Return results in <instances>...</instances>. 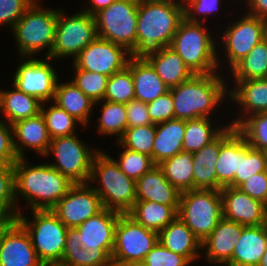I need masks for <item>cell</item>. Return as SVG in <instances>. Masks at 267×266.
<instances>
[{"label":"cell","instance_id":"obj_1","mask_svg":"<svg viewBox=\"0 0 267 266\" xmlns=\"http://www.w3.org/2000/svg\"><path fill=\"white\" fill-rule=\"evenodd\" d=\"M13 166L16 203L21 196L30 210L52 209L74 185L48 163L31 166L19 158Z\"/></svg>","mask_w":267,"mask_h":266},{"label":"cell","instance_id":"obj_2","mask_svg":"<svg viewBox=\"0 0 267 266\" xmlns=\"http://www.w3.org/2000/svg\"><path fill=\"white\" fill-rule=\"evenodd\" d=\"M218 73L194 74L191 78L170 88L175 119L210 118L214 110L228 96L226 81ZM221 103V104H220Z\"/></svg>","mask_w":267,"mask_h":266},{"label":"cell","instance_id":"obj_3","mask_svg":"<svg viewBox=\"0 0 267 266\" xmlns=\"http://www.w3.org/2000/svg\"><path fill=\"white\" fill-rule=\"evenodd\" d=\"M183 18L184 9L173 4L152 0L138 4L136 53L133 56L169 47Z\"/></svg>","mask_w":267,"mask_h":266},{"label":"cell","instance_id":"obj_4","mask_svg":"<svg viewBox=\"0 0 267 266\" xmlns=\"http://www.w3.org/2000/svg\"><path fill=\"white\" fill-rule=\"evenodd\" d=\"M212 37L204 23L183 18L169 47L179 54L194 74L217 73L221 71L218 68L223 58H219Z\"/></svg>","mask_w":267,"mask_h":266},{"label":"cell","instance_id":"obj_5","mask_svg":"<svg viewBox=\"0 0 267 266\" xmlns=\"http://www.w3.org/2000/svg\"><path fill=\"white\" fill-rule=\"evenodd\" d=\"M94 181V182H93ZM100 182L92 188L100 196L103 207L127 213L136 201V181L129 178L112 156L99 150L92 161L90 183Z\"/></svg>","mask_w":267,"mask_h":266},{"label":"cell","instance_id":"obj_6","mask_svg":"<svg viewBox=\"0 0 267 266\" xmlns=\"http://www.w3.org/2000/svg\"><path fill=\"white\" fill-rule=\"evenodd\" d=\"M24 212L16 217L17 222L30 236L31 243L44 266H58L66 245L68 228L51 210H32L29 221Z\"/></svg>","mask_w":267,"mask_h":266},{"label":"cell","instance_id":"obj_7","mask_svg":"<svg viewBox=\"0 0 267 266\" xmlns=\"http://www.w3.org/2000/svg\"><path fill=\"white\" fill-rule=\"evenodd\" d=\"M36 0L20 17L11 30L14 34L20 58L34 57L47 49L44 56L50 58L54 43L58 9H45ZM34 55V56H33Z\"/></svg>","mask_w":267,"mask_h":266},{"label":"cell","instance_id":"obj_8","mask_svg":"<svg viewBox=\"0 0 267 266\" xmlns=\"http://www.w3.org/2000/svg\"><path fill=\"white\" fill-rule=\"evenodd\" d=\"M177 217L202 243L223 218L220 190L192 189L181 192Z\"/></svg>","mask_w":267,"mask_h":266},{"label":"cell","instance_id":"obj_9","mask_svg":"<svg viewBox=\"0 0 267 266\" xmlns=\"http://www.w3.org/2000/svg\"><path fill=\"white\" fill-rule=\"evenodd\" d=\"M58 9L50 58L59 60V58L72 57L74 60L97 37L95 18L83 10L65 16V12Z\"/></svg>","mask_w":267,"mask_h":266},{"label":"cell","instance_id":"obj_10","mask_svg":"<svg viewBox=\"0 0 267 266\" xmlns=\"http://www.w3.org/2000/svg\"><path fill=\"white\" fill-rule=\"evenodd\" d=\"M98 151L88 147L74 134L51 139L45 156L49 157L52 153L56 161L48 164L71 182L86 184L90 179L93 158Z\"/></svg>","mask_w":267,"mask_h":266},{"label":"cell","instance_id":"obj_11","mask_svg":"<svg viewBox=\"0 0 267 266\" xmlns=\"http://www.w3.org/2000/svg\"><path fill=\"white\" fill-rule=\"evenodd\" d=\"M138 4L116 0L94 15L97 36L136 53Z\"/></svg>","mask_w":267,"mask_h":266},{"label":"cell","instance_id":"obj_12","mask_svg":"<svg viewBox=\"0 0 267 266\" xmlns=\"http://www.w3.org/2000/svg\"><path fill=\"white\" fill-rule=\"evenodd\" d=\"M158 242V232L140 225L127 213H120L115 227L112 262L143 261Z\"/></svg>","mask_w":267,"mask_h":266},{"label":"cell","instance_id":"obj_13","mask_svg":"<svg viewBox=\"0 0 267 266\" xmlns=\"http://www.w3.org/2000/svg\"><path fill=\"white\" fill-rule=\"evenodd\" d=\"M21 60L13 76V86L42 103L52 101L59 81L55 68L49 62L54 60L49 57L45 60L22 57Z\"/></svg>","mask_w":267,"mask_h":266},{"label":"cell","instance_id":"obj_14","mask_svg":"<svg viewBox=\"0 0 267 266\" xmlns=\"http://www.w3.org/2000/svg\"><path fill=\"white\" fill-rule=\"evenodd\" d=\"M132 56L123 46L97 36L72 62L78 69L110 77L125 69Z\"/></svg>","mask_w":267,"mask_h":266},{"label":"cell","instance_id":"obj_15","mask_svg":"<svg viewBox=\"0 0 267 266\" xmlns=\"http://www.w3.org/2000/svg\"><path fill=\"white\" fill-rule=\"evenodd\" d=\"M267 35V21L259 19L248 13L238 21L231 22L225 28L223 39V49H225L228 68L232 69L241 59H243L256 44L265 39Z\"/></svg>","mask_w":267,"mask_h":266},{"label":"cell","instance_id":"obj_16","mask_svg":"<svg viewBox=\"0 0 267 266\" xmlns=\"http://www.w3.org/2000/svg\"><path fill=\"white\" fill-rule=\"evenodd\" d=\"M89 185L74 184L51 209L67 228H76L104 209L100 196Z\"/></svg>","mask_w":267,"mask_h":266},{"label":"cell","instance_id":"obj_17","mask_svg":"<svg viewBox=\"0 0 267 266\" xmlns=\"http://www.w3.org/2000/svg\"><path fill=\"white\" fill-rule=\"evenodd\" d=\"M220 193L225 219L246 227L267 224V207L262 201L251 198L236 187H224Z\"/></svg>","mask_w":267,"mask_h":266},{"label":"cell","instance_id":"obj_18","mask_svg":"<svg viewBox=\"0 0 267 266\" xmlns=\"http://www.w3.org/2000/svg\"><path fill=\"white\" fill-rule=\"evenodd\" d=\"M119 216L120 212L104 208L77 226L80 232L78 240L82 246L92 251L105 250L111 256Z\"/></svg>","mask_w":267,"mask_h":266},{"label":"cell","instance_id":"obj_19","mask_svg":"<svg viewBox=\"0 0 267 266\" xmlns=\"http://www.w3.org/2000/svg\"><path fill=\"white\" fill-rule=\"evenodd\" d=\"M245 227L223 217L210 235L201 243V250H205L203 253H205L206 261L215 264V266L216 264L217 266L218 264L226 266L231 261L234 248Z\"/></svg>","mask_w":267,"mask_h":266},{"label":"cell","instance_id":"obj_20","mask_svg":"<svg viewBox=\"0 0 267 266\" xmlns=\"http://www.w3.org/2000/svg\"><path fill=\"white\" fill-rule=\"evenodd\" d=\"M234 86L228 91V99L240 105L238 118L229 123L237 127L244 119L255 113L267 112V78L233 80Z\"/></svg>","mask_w":267,"mask_h":266},{"label":"cell","instance_id":"obj_21","mask_svg":"<svg viewBox=\"0 0 267 266\" xmlns=\"http://www.w3.org/2000/svg\"><path fill=\"white\" fill-rule=\"evenodd\" d=\"M0 266H44L33 248L29 234L18 222L4 235L0 248Z\"/></svg>","mask_w":267,"mask_h":266},{"label":"cell","instance_id":"obj_22","mask_svg":"<svg viewBox=\"0 0 267 266\" xmlns=\"http://www.w3.org/2000/svg\"><path fill=\"white\" fill-rule=\"evenodd\" d=\"M240 165V132L233 125H228L220 133V151L215 165L217 190L233 187Z\"/></svg>","mask_w":267,"mask_h":266},{"label":"cell","instance_id":"obj_23","mask_svg":"<svg viewBox=\"0 0 267 266\" xmlns=\"http://www.w3.org/2000/svg\"><path fill=\"white\" fill-rule=\"evenodd\" d=\"M12 128L14 148L19 158H25L26 149H34L38 155L45 156L51 138L41 113L35 117L15 122L12 124Z\"/></svg>","mask_w":267,"mask_h":266},{"label":"cell","instance_id":"obj_24","mask_svg":"<svg viewBox=\"0 0 267 266\" xmlns=\"http://www.w3.org/2000/svg\"><path fill=\"white\" fill-rule=\"evenodd\" d=\"M181 192L165 177L156 165L136 181V200L179 206Z\"/></svg>","mask_w":267,"mask_h":266},{"label":"cell","instance_id":"obj_25","mask_svg":"<svg viewBox=\"0 0 267 266\" xmlns=\"http://www.w3.org/2000/svg\"><path fill=\"white\" fill-rule=\"evenodd\" d=\"M127 67L134 80L135 100L149 103L170 90L143 56H132Z\"/></svg>","mask_w":267,"mask_h":266},{"label":"cell","instance_id":"obj_26","mask_svg":"<svg viewBox=\"0 0 267 266\" xmlns=\"http://www.w3.org/2000/svg\"><path fill=\"white\" fill-rule=\"evenodd\" d=\"M267 249V224L245 227L226 266H258Z\"/></svg>","mask_w":267,"mask_h":266},{"label":"cell","instance_id":"obj_27","mask_svg":"<svg viewBox=\"0 0 267 266\" xmlns=\"http://www.w3.org/2000/svg\"><path fill=\"white\" fill-rule=\"evenodd\" d=\"M154 68L157 75L169 87L178 86L191 78L194 73L171 47H163L143 56Z\"/></svg>","mask_w":267,"mask_h":266},{"label":"cell","instance_id":"obj_28","mask_svg":"<svg viewBox=\"0 0 267 266\" xmlns=\"http://www.w3.org/2000/svg\"><path fill=\"white\" fill-rule=\"evenodd\" d=\"M158 240L164 247L184 256L190 263L201 256V242L178 217L158 233Z\"/></svg>","mask_w":267,"mask_h":266},{"label":"cell","instance_id":"obj_29","mask_svg":"<svg viewBox=\"0 0 267 266\" xmlns=\"http://www.w3.org/2000/svg\"><path fill=\"white\" fill-rule=\"evenodd\" d=\"M185 120L172 119L156 124L152 160L155 165L183 151Z\"/></svg>","mask_w":267,"mask_h":266},{"label":"cell","instance_id":"obj_30","mask_svg":"<svg viewBox=\"0 0 267 266\" xmlns=\"http://www.w3.org/2000/svg\"><path fill=\"white\" fill-rule=\"evenodd\" d=\"M53 101L77 119L84 128H86L85 125L91 123L89 120L95 103L72 81L69 80L64 83L58 81Z\"/></svg>","mask_w":267,"mask_h":266},{"label":"cell","instance_id":"obj_31","mask_svg":"<svg viewBox=\"0 0 267 266\" xmlns=\"http://www.w3.org/2000/svg\"><path fill=\"white\" fill-rule=\"evenodd\" d=\"M13 87V90L7 91L0 89V113L6 122L12 125L19 120L39 115L42 102Z\"/></svg>","mask_w":267,"mask_h":266},{"label":"cell","instance_id":"obj_32","mask_svg":"<svg viewBox=\"0 0 267 266\" xmlns=\"http://www.w3.org/2000/svg\"><path fill=\"white\" fill-rule=\"evenodd\" d=\"M220 151V134L193 156L194 189L217 190L215 165Z\"/></svg>","mask_w":267,"mask_h":266},{"label":"cell","instance_id":"obj_33","mask_svg":"<svg viewBox=\"0 0 267 266\" xmlns=\"http://www.w3.org/2000/svg\"><path fill=\"white\" fill-rule=\"evenodd\" d=\"M179 206L136 200L127 214L145 228L160 232L178 215Z\"/></svg>","mask_w":267,"mask_h":266},{"label":"cell","instance_id":"obj_34","mask_svg":"<svg viewBox=\"0 0 267 266\" xmlns=\"http://www.w3.org/2000/svg\"><path fill=\"white\" fill-rule=\"evenodd\" d=\"M158 166L166 179L180 192L194 189L192 153L182 151Z\"/></svg>","mask_w":267,"mask_h":266},{"label":"cell","instance_id":"obj_35","mask_svg":"<svg viewBox=\"0 0 267 266\" xmlns=\"http://www.w3.org/2000/svg\"><path fill=\"white\" fill-rule=\"evenodd\" d=\"M211 118H198L185 121L183 152L195 153L213 141L226 126L213 125ZM216 127V128H214ZM219 127V128H217Z\"/></svg>","mask_w":267,"mask_h":266},{"label":"cell","instance_id":"obj_36","mask_svg":"<svg viewBox=\"0 0 267 266\" xmlns=\"http://www.w3.org/2000/svg\"><path fill=\"white\" fill-rule=\"evenodd\" d=\"M234 80L267 78V35L232 69Z\"/></svg>","mask_w":267,"mask_h":266},{"label":"cell","instance_id":"obj_37","mask_svg":"<svg viewBox=\"0 0 267 266\" xmlns=\"http://www.w3.org/2000/svg\"><path fill=\"white\" fill-rule=\"evenodd\" d=\"M99 103H103L101 107L102 112L100 113L98 124L94 127H97L98 133L101 135L116 136V141H118L128 127L126 106L123 103H114L107 100H102L94 105L99 106Z\"/></svg>","mask_w":267,"mask_h":266},{"label":"cell","instance_id":"obj_38","mask_svg":"<svg viewBox=\"0 0 267 266\" xmlns=\"http://www.w3.org/2000/svg\"><path fill=\"white\" fill-rule=\"evenodd\" d=\"M267 171V154L264 151L253 149L240 133V165L239 173L233 180V187L238 188L252 175Z\"/></svg>","mask_w":267,"mask_h":266},{"label":"cell","instance_id":"obj_39","mask_svg":"<svg viewBox=\"0 0 267 266\" xmlns=\"http://www.w3.org/2000/svg\"><path fill=\"white\" fill-rule=\"evenodd\" d=\"M44 104L45 102L41 106V114L51 139L76 134V125L80 124L77 119L55 103L50 107H45Z\"/></svg>","mask_w":267,"mask_h":266},{"label":"cell","instance_id":"obj_40","mask_svg":"<svg viewBox=\"0 0 267 266\" xmlns=\"http://www.w3.org/2000/svg\"><path fill=\"white\" fill-rule=\"evenodd\" d=\"M236 129L253 149L267 152V112L245 117Z\"/></svg>","mask_w":267,"mask_h":266},{"label":"cell","instance_id":"obj_41","mask_svg":"<svg viewBox=\"0 0 267 266\" xmlns=\"http://www.w3.org/2000/svg\"><path fill=\"white\" fill-rule=\"evenodd\" d=\"M155 134L156 124L127 127L124 135L116 142L123 148L152 157Z\"/></svg>","mask_w":267,"mask_h":266},{"label":"cell","instance_id":"obj_42","mask_svg":"<svg viewBox=\"0 0 267 266\" xmlns=\"http://www.w3.org/2000/svg\"><path fill=\"white\" fill-rule=\"evenodd\" d=\"M134 99V80L128 67L108 78L104 100L127 104Z\"/></svg>","mask_w":267,"mask_h":266},{"label":"cell","instance_id":"obj_43","mask_svg":"<svg viewBox=\"0 0 267 266\" xmlns=\"http://www.w3.org/2000/svg\"><path fill=\"white\" fill-rule=\"evenodd\" d=\"M72 82L94 103L104 100L109 76L78 69L74 64Z\"/></svg>","mask_w":267,"mask_h":266},{"label":"cell","instance_id":"obj_44","mask_svg":"<svg viewBox=\"0 0 267 266\" xmlns=\"http://www.w3.org/2000/svg\"><path fill=\"white\" fill-rule=\"evenodd\" d=\"M15 200L14 166H0V217H17L21 212Z\"/></svg>","mask_w":267,"mask_h":266},{"label":"cell","instance_id":"obj_45","mask_svg":"<svg viewBox=\"0 0 267 266\" xmlns=\"http://www.w3.org/2000/svg\"><path fill=\"white\" fill-rule=\"evenodd\" d=\"M115 159L119 168L131 179L137 181L155 165L151 156L124 148Z\"/></svg>","mask_w":267,"mask_h":266},{"label":"cell","instance_id":"obj_46","mask_svg":"<svg viewBox=\"0 0 267 266\" xmlns=\"http://www.w3.org/2000/svg\"><path fill=\"white\" fill-rule=\"evenodd\" d=\"M112 263L111 256L105 250L92 251L81 247V250L63 251L58 266H108Z\"/></svg>","mask_w":267,"mask_h":266},{"label":"cell","instance_id":"obj_47","mask_svg":"<svg viewBox=\"0 0 267 266\" xmlns=\"http://www.w3.org/2000/svg\"><path fill=\"white\" fill-rule=\"evenodd\" d=\"M143 261L146 266H189L191 264L184 256L170 251L159 242Z\"/></svg>","mask_w":267,"mask_h":266},{"label":"cell","instance_id":"obj_48","mask_svg":"<svg viewBox=\"0 0 267 266\" xmlns=\"http://www.w3.org/2000/svg\"><path fill=\"white\" fill-rule=\"evenodd\" d=\"M148 113L153 124L175 119L171 90L147 103Z\"/></svg>","mask_w":267,"mask_h":266},{"label":"cell","instance_id":"obj_49","mask_svg":"<svg viewBox=\"0 0 267 266\" xmlns=\"http://www.w3.org/2000/svg\"><path fill=\"white\" fill-rule=\"evenodd\" d=\"M35 1L36 0H0V26H10L8 28L12 30L20 17Z\"/></svg>","mask_w":267,"mask_h":266},{"label":"cell","instance_id":"obj_50","mask_svg":"<svg viewBox=\"0 0 267 266\" xmlns=\"http://www.w3.org/2000/svg\"><path fill=\"white\" fill-rule=\"evenodd\" d=\"M221 0H187L184 8V18L191 22H206V16L213 15L221 6ZM199 15L204 16L203 20Z\"/></svg>","mask_w":267,"mask_h":266},{"label":"cell","instance_id":"obj_51","mask_svg":"<svg viewBox=\"0 0 267 266\" xmlns=\"http://www.w3.org/2000/svg\"><path fill=\"white\" fill-rule=\"evenodd\" d=\"M19 159L13 138V128L4 119H0V163L2 165H14Z\"/></svg>","mask_w":267,"mask_h":266},{"label":"cell","instance_id":"obj_52","mask_svg":"<svg viewBox=\"0 0 267 266\" xmlns=\"http://www.w3.org/2000/svg\"><path fill=\"white\" fill-rule=\"evenodd\" d=\"M238 188L251 198L260 200L267 205V171L252 175Z\"/></svg>","mask_w":267,"mask_h":266},{"label":"cell","instance_id":"obj_53","mask_svg":"<svg viewBox=\"0 0 267 266\" xmlns=\"http://www.w3.org/2000/svg\"><path fill=\"white\" fill-rule=\"evenodd\" d=\"M125 106L128 127L153 124L148 113L147 103L134 99Z\"/></svg>","mask_w":267,"mask_h":266},{"label":"cell","instance_id":"obj_54","mask_svg":"<svg viewBox=\"0 0 267 266\" xmlns=\"http://www.w3.org/2000/svg\"><path fill=\"white\" fill-rule=\"evenodd\" d=\"M248 14L267 21V0H246Z\"/></svg>","mask_w":267,"mask_h":266},{"label":"cell","instance_id":"obj_55","mask_svg":"<svg viewBox=\"0 0 267 266\" xmlns=\"http://www.w3.org/2000/svg\"><path fill=\"white\" fill-rule=\"evenodd\" d=\"M78 236H80V232L77 228H68L64 251L81 250L82 244L78 240Z\"/></svg>","mask_w":267,"mask_h":266},{"label":"cell","instance_id":"obj_56","mask_svg":"<svg viewBox=\"0 0 267 266\" xmlns=\"http://www.w3.org/2000/svg\"><path fill=\"white\" fill-rule=\"evenodd\" d=\"M116 0H90V6L83 9L84 12L89 13L94 16L96 13L101 11L102 9L107 8L110 4H112Z\"/></svg>","mask_w":267,"mask_h":266},{"label":"cell","instance_id":"obj_57","mask_svg":"<svg viewBox=\"0 0 267 266\" xmlns=\"http://www.w3.org/2000/svg\"><path fill=\"white\" fill-rule=\"evenodd\" d=\"M17 222L16 217H0V248L5 233Z\"/></svg>","mask_w":267,"mask_h":266},{"label":"cell","instance_id":"obj_58","mask_svg":"<svg viewBox=\"0 0 267 266\" xmlns=\"http://www.w3.org/2000/svg\"><path fill=\"white\" fill-rule=\"evenodd\" d=\"M152 1H158V2H164L168 4H173L181 8H185L187 0H152Z\"/></svg>","mask_w":267,"mask_h":266},{"label":"cell","instance_id":"obj_59","mask_svg":"<svg viewBox=\"0 0 267 266\" xmlns=\"http://www.w3.org/2000/svg\"><path fill=\"white\" fill-rule=\"evenodd\" d=\"M116 266H146L144 261L112 262Z\"/></svg>","mask_w":267,"mask_h":266},{"label":"cell","instance_id":"obj_60","mask_svg":"<svg viewBox=\"0 0 267 266\" xmlns=\"http://www.w3.org/2000/svg\"><path fill=\"white\" fill-rule=\"evenodd\" d=\"M258 266H267V249L261 258L260 264Z\"/></svg>","mask_w":267,"mask_h":266},{"label":"cell","instance_id":"obj_61","mask_svg":"<svg viewBox=\"0 0 267 266\" xmlns=\"http://www.w3.org/2000/svg\"><path fill=\"white\" fill-rule=\"evenodd\" d=\"M127 1H131V2H134L136 4H141V3H143L146 0H127Z\"/></svg>","mask_w":267,"mask_h":266},{"label":"cell","instance_id":"obj_62","mask_svg":"<svg viewBox=\"0 0 267 266\" xmlns=\"http://www.w3.org/2000/svg\"><path fill=\"white\" fill-rule=\"evenodd\" d=\"M108 266H116V265H115V263H111V264H110V265H108Z\"/></svg>","mask_w":267,"mask_h":266}]
</instances>
